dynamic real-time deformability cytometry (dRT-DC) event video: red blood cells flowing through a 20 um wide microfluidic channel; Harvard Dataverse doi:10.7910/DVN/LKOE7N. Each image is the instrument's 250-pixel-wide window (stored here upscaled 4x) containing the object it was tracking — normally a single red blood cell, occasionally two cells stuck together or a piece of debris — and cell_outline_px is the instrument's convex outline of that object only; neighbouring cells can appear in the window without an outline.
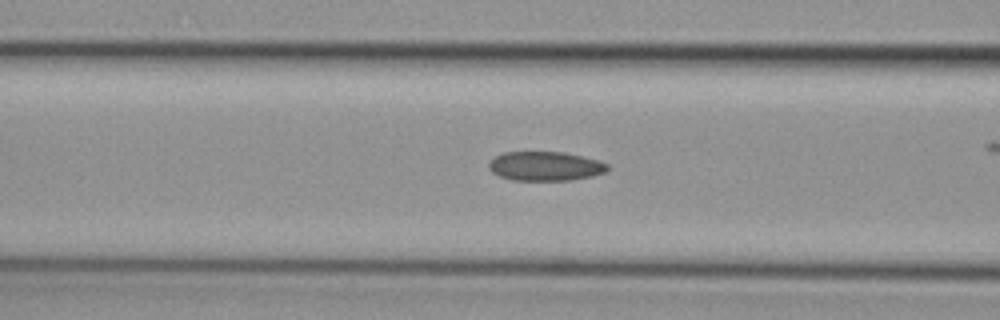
{"species": "common noctule bat (a hibernating species)", "species_latin": "Nyctalus noctula", "temperature_condition": "cold", "stored_images_in_passage": 5, "camera_frame_rate_fps": 3000, "um_per_image_px": 0.085, "animal": {"sex": "female", "body_mass_g": 29.2, "forearm_length_mm": 56.3}, "frame": {"image": 1, "passage_image": 5, "time_ms": 1.333, "image_size_px": [1000, 320], "cell_outline_px": [[608, 172], [592, 176], [572, 180], [512, 180], [500, 176], [492, 172], [488, 168], [488, 164], [496, 156], [504, 152], [564, 152], [600, 160], [608, 164]], "centroid_in_image_um": [46.38, 14.12], "position_along_channel_um": 120.2, "area_um2": 20.29}}